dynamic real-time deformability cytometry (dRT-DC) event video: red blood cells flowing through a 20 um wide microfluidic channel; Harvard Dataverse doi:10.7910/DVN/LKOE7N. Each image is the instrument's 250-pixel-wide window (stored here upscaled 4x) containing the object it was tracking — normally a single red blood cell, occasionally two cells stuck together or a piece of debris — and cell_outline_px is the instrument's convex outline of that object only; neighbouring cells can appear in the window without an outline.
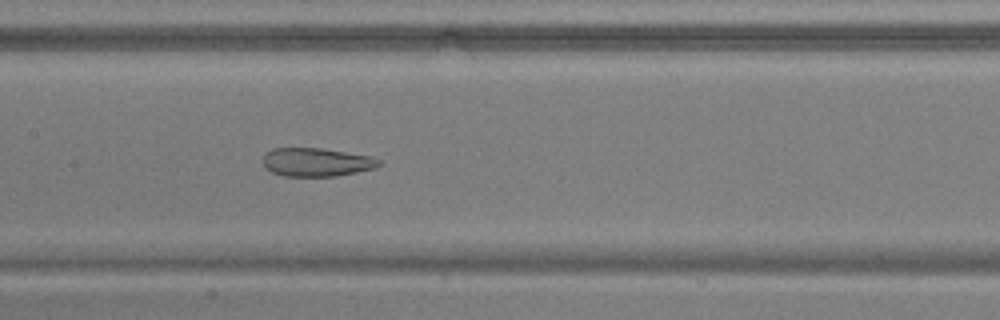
{"species": "common noctule bat (a hibernating species)", "species_latin": "Nyctalus noctula", "temperature_condition": "warm", "stored_images_in_passage": 54, "camera_frame_rate_fps": 3000, "um_per_image_px": 0.085, "animal": {"sex": "male", "body_mass_g": 17.9, "forearm_length_mm": 54.2}, "frame": {"image": 1, "passage_image": 27, "time_ms": 8.667, "image_size_px": [1000, 320], "cell_outline_px": [[384, 164], [376, 168], [336, 176], [284, 176], [272, 172], [264, 168], [264, 156], [272, 148], [320, 148], [372, 156], [380, 160]], "centroid_in_image_um": [26.94, 13.78], "position_along_channel_um": 180.5, "area_um2": 19.31}}
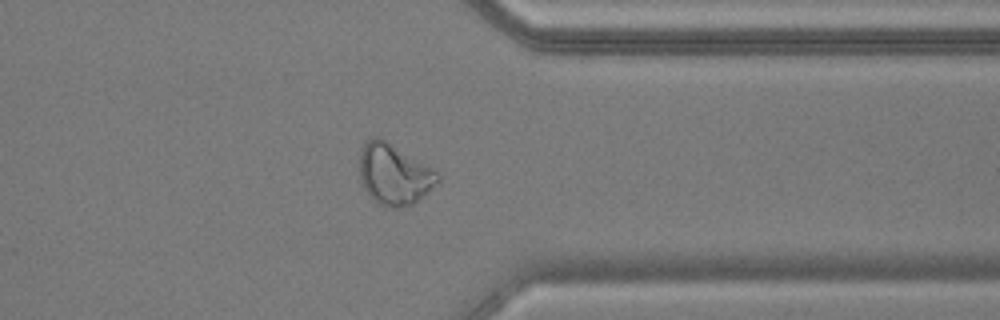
{"frame": {"image": 2, "passage_image": 43, "time_ms": 14.0, "image_size_px": [1000, 320], "cell_outline_px": [[440, 180], [424, 196], [412, 204], [396, 208], [392, 208], [380, 204], [372, 200], [364, 188], [360, 180], [360, 152], [364, 144], [372, 136], [380, 136], [440, 172]], "centroid_in_image_um": [33.51, 14.8], "position_along_channel_um": 377.9, "area_um2": 27.98}}
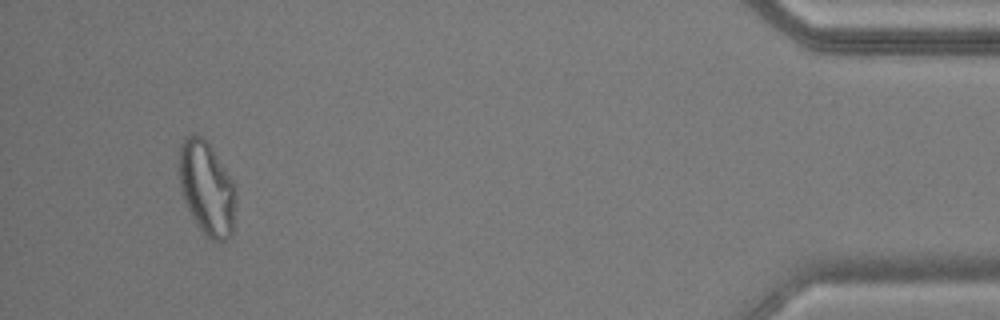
{"frame": {"image": 3, "passage_image": 51, "time_ms": 16.667, "image_size_px": [1000, 320], "cell_outline_px": [[236, 200], [232, 236], [228, 240], [220, 244], [208, 240], [192, 216], [184, 200], [180, 188], [180, 144], [192, 132], [196, 132], [212, 148], [232, 180], [236, 188]], "centroid_in_image_um": [17.61, 16.07], "position_along_channel_um": 417.6, "area_um2": 31.15}, "authors_computed_cell_mechanics": {"area_um2": 28.1197, "velocity_mm_per_s": 3.7764, "shape_relaxation_time_tau1_ms": null, "shape_relaxation_time_tau2_ms": 2.0136, "deformation_change_tau1": null, "deformation_change_tau2": 0.0975}}